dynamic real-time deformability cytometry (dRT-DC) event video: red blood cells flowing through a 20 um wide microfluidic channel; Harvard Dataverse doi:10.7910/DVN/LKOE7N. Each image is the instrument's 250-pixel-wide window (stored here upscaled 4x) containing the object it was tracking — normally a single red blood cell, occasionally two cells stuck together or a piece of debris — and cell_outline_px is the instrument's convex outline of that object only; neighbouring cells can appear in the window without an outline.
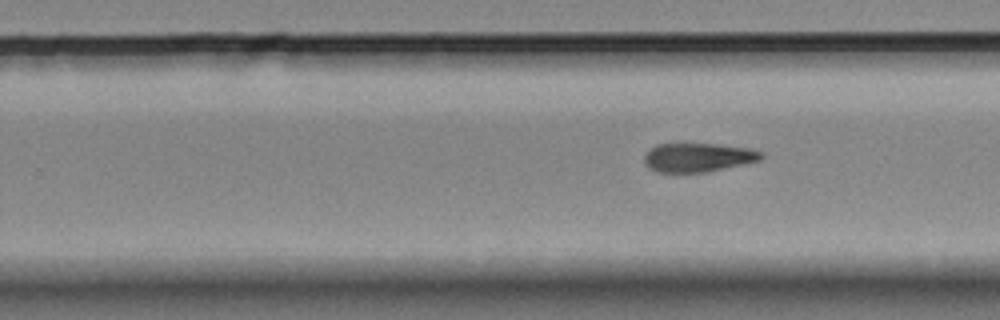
{"species": "Egyptian fruit bat (a non-hibernating species)", "species_latin": "Rousettus aegyptiacus", "temperature_condition": "room temperature", "stored_images_in_passage": 17, "camera_frame_rate_fps": 3000, "um_per_image_px": 0.085, "animal": {"sex": "female"}, "frame": {"image": 1, "passage_image": 10, "time_ms": 3.0, "image_size_px": [1000, 320], "cell_outline_px": [[764, 156], [760, 160], [708, 172], [656, 172], [648, 168], [644, 164], [644, 156], [656, 144], [716, 144], [748, 148], [760, 152]], "centroid_in_image_um": [59.3, 13.39], "position_along_channel_um": 270.5, "area_um2": 19.54}}
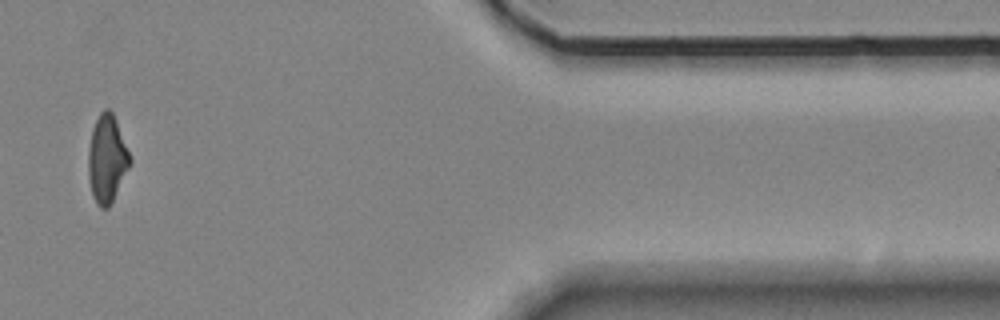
{"frame": {"image": 2, "passage_image": 15, "time_ms": 4.667, "image_size_px": [1000, 320], "cell_outline_px": [[132, 160], [108, 208], [100, 208], [96, 204], [92, 192], [88, 176], [88, 152], [92, 128], [100, 112], [104, 108], [108, 108], [112, 112], [116, 120], [132, 156]], "centroid_in_image_um": [9.09, 13.47], "position_along_channel_um": 402.3, "area_um2": 21.15}}